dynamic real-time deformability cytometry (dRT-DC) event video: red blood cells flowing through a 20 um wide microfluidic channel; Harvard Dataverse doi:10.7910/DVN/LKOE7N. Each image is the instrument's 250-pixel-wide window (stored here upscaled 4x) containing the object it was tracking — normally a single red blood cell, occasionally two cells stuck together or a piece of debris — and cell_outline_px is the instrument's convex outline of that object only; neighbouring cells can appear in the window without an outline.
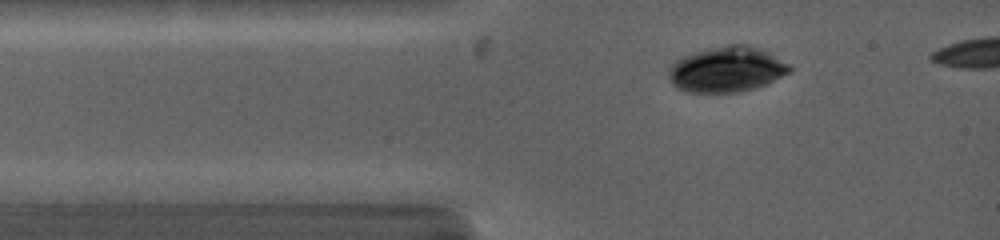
{"species": "common noctule bat (a hibernating species)", "species_latin": "Nyctalus noctula", "temperature_condition": "warm", "stored_images_in_passage": 8, "camera_frame_rate_fps": 5000, "um_per_image_px": 0.085, "animal": {"sex": "female", "body_mass_g": 19.0, "forearm_length_mm": 53.3}, "frame": {"image": 1, "passage_image": 4, "time_ms": 1.2, "image_size_px": [1000, 240], "cell_outline_px": [[792, 72], [768, 84], [756, 88], [736, 92], [688, 92], [676, 88], [672, 84], [668, 76], [668, 68], [680, 56], [692, 52], [728, 44], [748, 44], [760, 48], [768, 52], [788, 64], [792, 68]], "centroid_in_image_um": [61.76, 5.89], "position_along_channel_um": 23.2, "area_um2": 32.43}}